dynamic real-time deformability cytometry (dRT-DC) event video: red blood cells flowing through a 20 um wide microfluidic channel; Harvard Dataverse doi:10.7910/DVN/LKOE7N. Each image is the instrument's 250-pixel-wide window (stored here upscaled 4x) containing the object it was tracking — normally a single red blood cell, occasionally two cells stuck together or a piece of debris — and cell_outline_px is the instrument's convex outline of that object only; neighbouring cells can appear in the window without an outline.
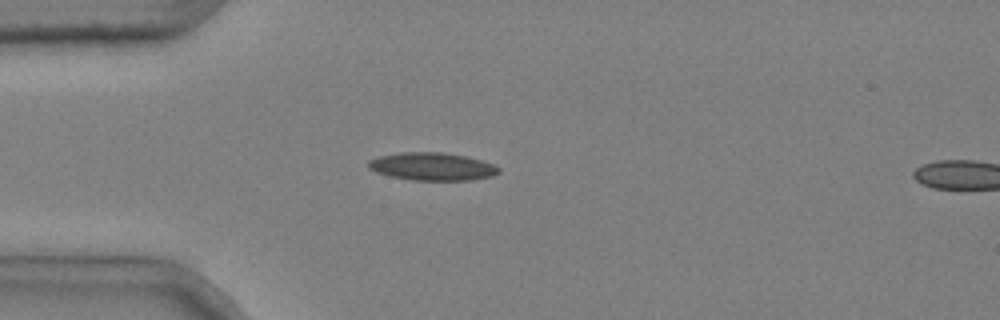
{"species": "common noctule bat (a hibernating species)", "species_latin": "Nyctalus noctula", "temperature_condition": "cold", "stored_images_in_passage": 4, "camera_frame_rate_fps": 3000, "um_per_image_px": 0.085, "animal": {"sex": "male", "body_mass_g": 20.4}, "frame": {"image": 1, "passage_image": 3, "time_ms": 0.667, "image_size_px": [1000, 320], "cell_outline_px": [[500, 172], [492, 176], [468, 180], [412, 180], [392, 176], [376, 172], [368, 168], [368, 160], [380, 156], [400, 152], [444, 152], [464, 156], [496, 164], [500, 168]], "centroid_in_image_um": [36.75, 14.15], "position_along_channel_um": 48.3, "area_um2": 21.1}}